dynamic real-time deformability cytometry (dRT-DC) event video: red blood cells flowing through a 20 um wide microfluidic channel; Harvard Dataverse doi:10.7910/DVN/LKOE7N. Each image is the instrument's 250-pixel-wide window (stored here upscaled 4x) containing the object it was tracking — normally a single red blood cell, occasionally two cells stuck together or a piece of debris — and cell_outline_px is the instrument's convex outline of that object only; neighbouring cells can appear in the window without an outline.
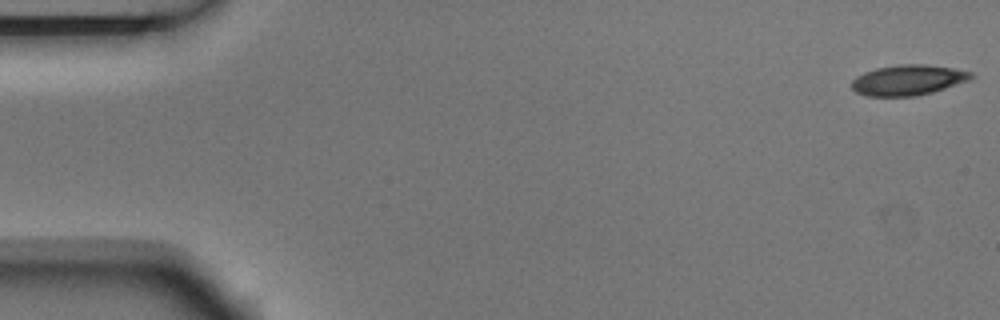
{"species": "Egyptian fruit bat (a non-hibernating species)", "species_latin": "Rousettus aegyptiacus", "temperature_condition": "room temperature", "stored_images_in_passage": 8, "camera_frame_rate_fps": 3000, "um_per_image_px": 0.085, "animal": {"sex": "male"}, "frame": {"image": 1, "passage_image": 1, "time_ms": 0.0, "image_size_px": [1000, 320], "cell_outline_px": [[976, 76], [968, 80], [932, 92], [916, 96], [868, 96], [856, 92], [852, 88], [852, 80], [856, 76], [864, 72], [876, 68], [896, 64], [928, 64], [956, 68], [972, 72]], "centroid_in_image_um": [77.19, 6.79], "position_along_channel_um": 7.8, "area_um2": 21.27}}
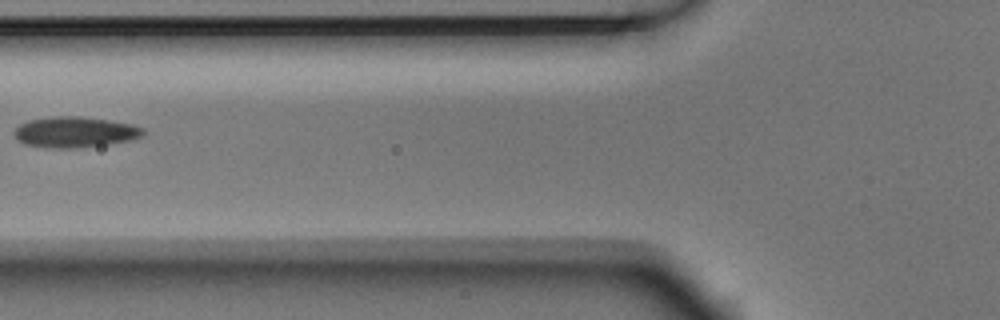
{"frame": {"image": 2, "passage_image": 6, "time_ms": 1.667, "image_size_px": [1000, 320], "cell_outline_px": [[144, 132], [140, 136], [128, 140], [104, 144], [72, 148], [56, 148], [24, 144], [16, 140], [12, 132], [20, 124], [28, 120], [52, 116], [80, 116], [108, 120], [132, 124], [144, 128]], "centroid_in_image_um": [6.3, 11.21], "position_along_channel_um": 119.5, "area_um2": 22.89}}
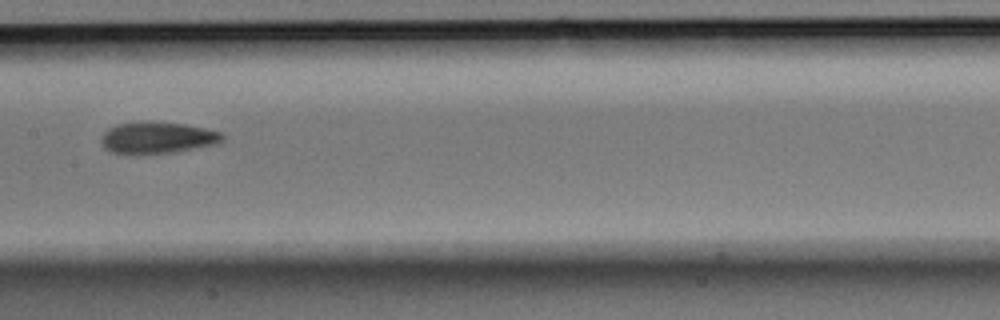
{"frame": {"image": 3, "passage_image": 8, "time_ms": 2.333, "image_size_px": [1000, 320], "cell_outline_px": [[224, 136], [216, 144], [172, 152], [112, 152], [104, 148], [100, 140], [104, 132], [108, 128], [120, 124], [140, 120], [152, 120], [184, 124], [224, 132]], "centroid_in_image_um": [13.38, 11.65], "position_along_channel_um": 194.0, "area_um2": 22.02}}